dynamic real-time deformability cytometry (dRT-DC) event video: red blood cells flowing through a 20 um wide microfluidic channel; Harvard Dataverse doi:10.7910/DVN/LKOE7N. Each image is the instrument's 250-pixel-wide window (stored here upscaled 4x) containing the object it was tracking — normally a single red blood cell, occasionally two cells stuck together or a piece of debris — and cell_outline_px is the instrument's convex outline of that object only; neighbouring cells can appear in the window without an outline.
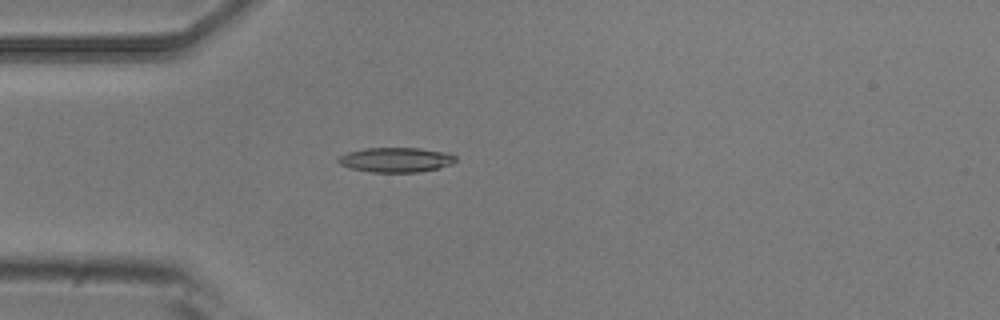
{"species": "common noctule bat (a hibernating species)", "species_latin": "Nyctalus noctula", "temperature_condition": "room temperature", "stored_images_in_passage": 4, "camera_frame_rate_fps": 3000, "um_per_image_px": 0.085, "animal": {"sex": "male", "body_mass_g": 20.5, "forearm_length_mm": 52.5}, "frame": {"image": 1, "passage_image": 4, "time_ms": 1.0, "image_size_px": [1000, 320], "cell_outline_px": [[456, 160], [452, 164], [440, 168], [416, 172], [372, 172], [352, 168], [340, 164], [336, 160], [340, 156], [348, 152], [364, 148], [420, 148], [444, 152], [456, 156]], "centroid_in_image_um": [33.66, 13.58], "position_along_channel_um": 51.3, "area_um2": 16.82}}